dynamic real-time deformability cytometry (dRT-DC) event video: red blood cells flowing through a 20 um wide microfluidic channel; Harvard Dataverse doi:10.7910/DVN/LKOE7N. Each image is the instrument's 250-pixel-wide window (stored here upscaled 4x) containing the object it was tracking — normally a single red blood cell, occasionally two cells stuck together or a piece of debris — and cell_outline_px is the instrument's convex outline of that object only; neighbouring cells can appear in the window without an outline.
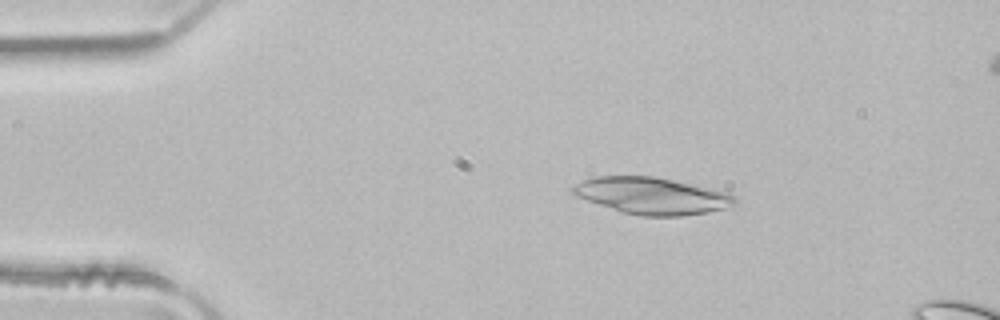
{"species": "common noctule bat (a hibernating species)", "species_latin": "Nyctalus noctula", "temperature_condition": "room temperature", "stored_images_in_passage": 3, "camera_frame_rate_fps": 3000, "um_per_image_px": 0.085, "animal": {"sex": "male", "body_mass_g": 21.5, "forearm_length_mm": 52.0}, "frame": {"image": 1, "passage_image": 1, "time_ms": 0.0, "image_size_px": [1000, 320], "cell_outline_px": [[740, 200], [736, 204], [724, 208], [708, 212], [680, 216], [640, 216], [620, 212], [576, 196], [568, 188], [592, 176], [656, 176], [712, 188], [728, 192], [736, 196]], "centroid_in_image_um": [55.43, 16.64], "position_along_channel_um": 29.6, "area_um2": 35.08}}